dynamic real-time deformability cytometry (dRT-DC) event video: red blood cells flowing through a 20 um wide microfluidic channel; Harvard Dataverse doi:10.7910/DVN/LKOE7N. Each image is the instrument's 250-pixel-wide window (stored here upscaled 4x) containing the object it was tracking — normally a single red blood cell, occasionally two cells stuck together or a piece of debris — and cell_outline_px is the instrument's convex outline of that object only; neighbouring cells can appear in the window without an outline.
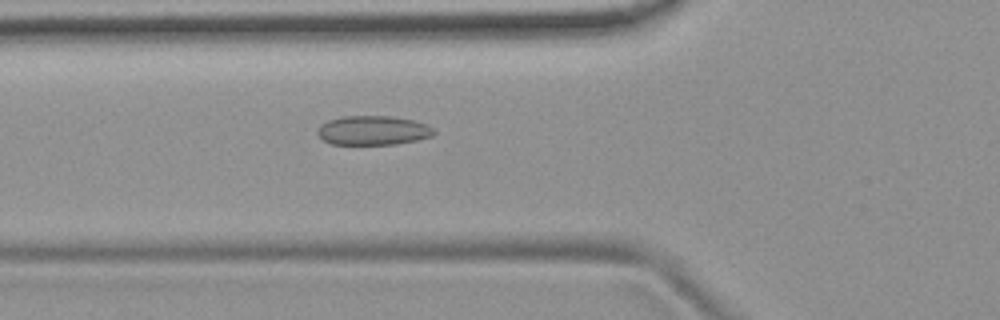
{"species": "common noctule bat (a hibernating species)", "species_latin": "Nyctalus noctula", "temperature_condition": "room temperature", "stored_images_in_passage": 42, "camera_frame_rate_fps": 3000, "um_per_image_px": 0.085, "animal": {"sex": "female", "body_mass_g": 19.9}, "frame": {"image": 1, "passage_image": 8, "time_ms": 2.333, "image_size_px": [1000, 320], "cell_outline_px": [[436, 132], [432, 136], [416, 140], [396, 144], [332, 144], [324, 140], [316, 132], [320, 124], [328, 120], [344, 116], [392, 116], [416, 120], [428, 124]], "centroid_in_image_um": [31.73, 11.07], "position_along_channel_um": 94.1, "area_um2": 19.94}}
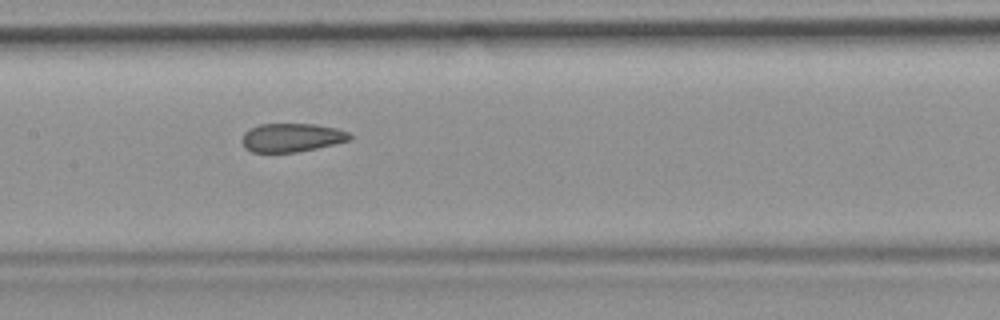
{"frame": {"image": 2, "passage_image": 15, "time_ms": 4.667, "image_size_px": [1000, 320], "cell_outline_px": [[352, 140], [316, 148], [296, 152], [252, 152], [244, 148], [240, 140], [244, 132], [260, 124], [316, 124], [336, 128], [348, 132], [352, 136]], "centroid_in_image_um": [24.78, 11.69], "position_along_channel_um": 182.6, "area_um2": 18.03}}
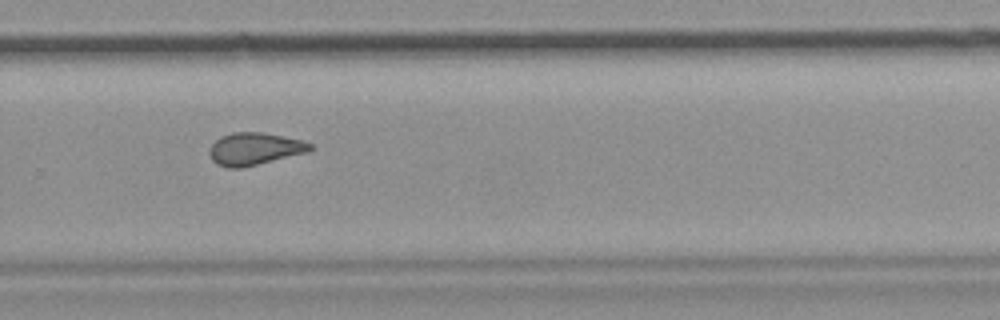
{"frame": {"image": 3, "passage_image": 25, "time_ms": 8.0, "image_size_px": [1000, 320], "cell_outline_px": [[312, 148], [308, 152], [240, 168], [228, 168], [216, 164], [212, 160], [208, 152], [212, 144], [220, 136], [232, 132], [264, 132], [300, 140], [312, 144]], "centroid_in_image_um": [21.59, 12.65], "position_along_channel_um": 308.2, "area_um2": 18.9}, "authors_computed_cell_mechanics": {"area_um2": 18.9295, "velocity_mm_per_s": 3.7896, "shape_relaxation_time_tau1_ms": null, "shape_relaxation_time_tau2_ms": 1.9875, "deformation_change_tau1": null, "deformation_change_tau2": 0.083}}